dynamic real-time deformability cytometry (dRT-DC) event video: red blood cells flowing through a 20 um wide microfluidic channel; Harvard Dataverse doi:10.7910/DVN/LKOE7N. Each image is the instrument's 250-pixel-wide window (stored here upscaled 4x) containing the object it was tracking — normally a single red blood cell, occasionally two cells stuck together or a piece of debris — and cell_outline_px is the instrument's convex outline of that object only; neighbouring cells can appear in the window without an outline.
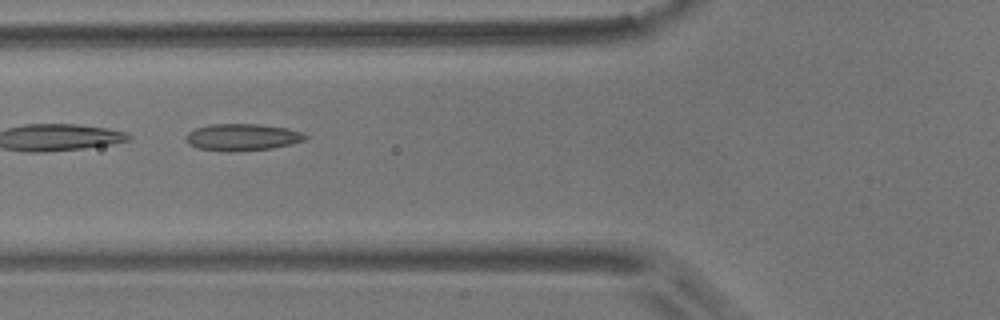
{"species": "common noctule bat (a hibernating species)", "species_latin": "Nyctalus noctula", "temperature_condition": "room temperature", "stored_images_in_passage": 6, "camera_frame_rate_fps": 3000, "um_per_image_px": 0.085, "animal": {"sex": "male", "body_mass_g": 17.9}, "frame": {"image": 1, "passage_image": 6, "time_ms": 1.667, "image_size_px": [1000, 320], "cell_outline_px": [[308, 136], [304, 140], [292, 144], [272, 148], [228, 152], [196, 148], [188, 144], [184, 140], [184, 136], [188, 132], [196, 128], [208, 124], [260, 124], [288, 128], [304, 132]], "centroid_in_image_um": [20.57, 11.66], "position_along_channel_um": 105.2, "area_um2": 19.02}}